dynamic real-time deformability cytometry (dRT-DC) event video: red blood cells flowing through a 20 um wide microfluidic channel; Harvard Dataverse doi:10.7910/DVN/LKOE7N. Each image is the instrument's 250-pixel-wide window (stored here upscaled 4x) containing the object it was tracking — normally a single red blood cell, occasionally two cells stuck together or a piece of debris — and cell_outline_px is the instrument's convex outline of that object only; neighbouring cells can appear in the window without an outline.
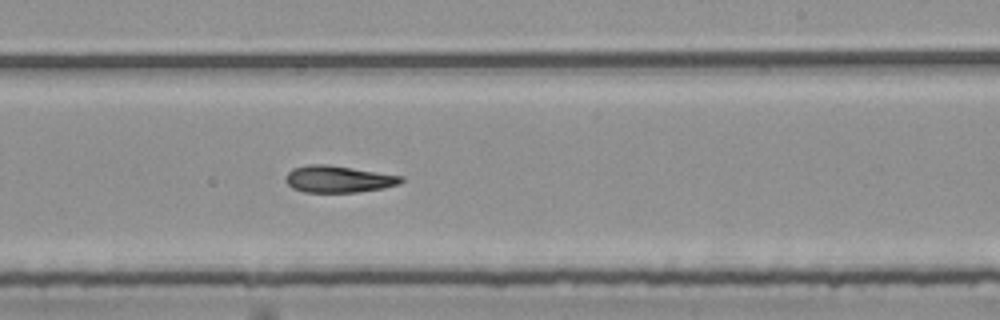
{"species": "common noctule bat (a hibernating species)", "species_latin": "Nyctalus noctula", "temperature_condition": "room temperature", "stored_images_in_passage": 6, "camera_frame_rate_fps": 3000, "um_per_image_px": 0.085, "animal": {"sex": "female", "body_mass_g": 25.1}, "frame": {"image": 1, "passage_image": 6, "time_ms": 1.667, "image_size_px": [1000, 320], "cell_outline_px": [[404, 180], [400, 184], [384, 188], [356, 192], [304, 192], [292, 188], [284, 180], [288, 172], [292, 168], [308, 164], [328, 164], [404, 176]], "centroid_in_image_um": [28.76, 15.22], "position_along_channel_um": 260.2, "area_um2": 18.21}}